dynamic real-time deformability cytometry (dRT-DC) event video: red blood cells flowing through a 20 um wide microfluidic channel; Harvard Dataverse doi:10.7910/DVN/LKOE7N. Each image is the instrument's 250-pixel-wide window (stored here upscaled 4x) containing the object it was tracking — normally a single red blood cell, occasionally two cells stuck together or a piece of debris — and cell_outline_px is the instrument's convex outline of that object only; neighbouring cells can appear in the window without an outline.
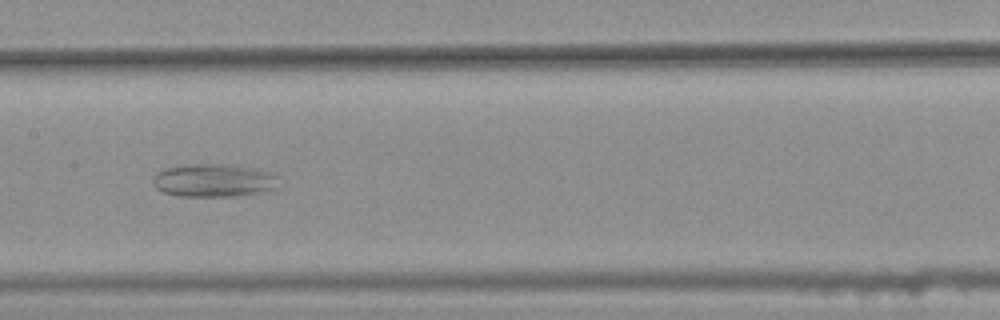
{"species": "common noctule bat (a hibernating species)", "species_latin": "Nyctalus noctula", "temperature_condition": "warm", "stored_images_in_passage": 32, "camera_frame_rate_fps": 3000, "um_per_image_px": 0.085, "animal": {"sex": "female", "body_mass_g": 25.1}, "frame": {"image": 1, "passage_image": 13, "time_ms": 4.0, "image_size_px": [1000, 320], "cell_outline_px": [[280, 176], [276, 188], [236, 196], [180, 196], [164, 192], [156, 188], [152, 184], [152, 180], [156, 172], [164, 168], [188, 164], [220, 164], [248, 168], [272, 172]], "centroid_in_image_um": [18.13, 15.33], "position_along_channel_um": 189.3, "area_um2": 24.1}}
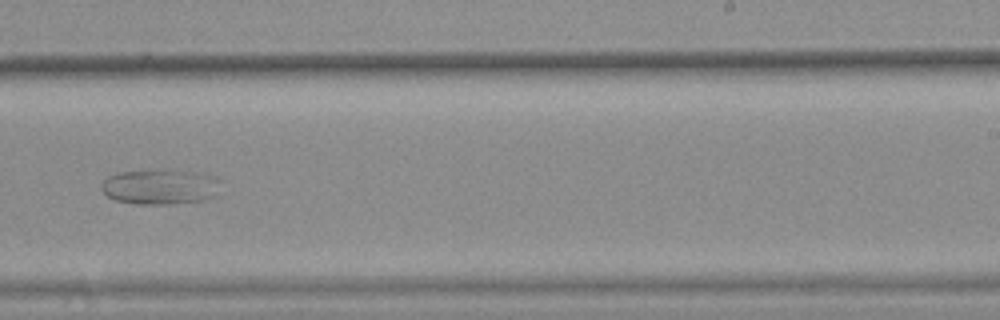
{"frame": {"image": 2, "passage_image": 20, "time_ms": 6.333, "image_size_px": [1000, 320], "cell_outline_px": [[220, 180], [216, 196], [200, 200], [168, 204], [136, 204], [116, 200], [108, 196], [104, 192], [104, 180], [108, 176], [116, 172], [196, 172], [216, 176]], "centroid_in_image_um": [13.65, 15.91], "position_along_channel_um": 275.4, "area_um2": 23.52}}
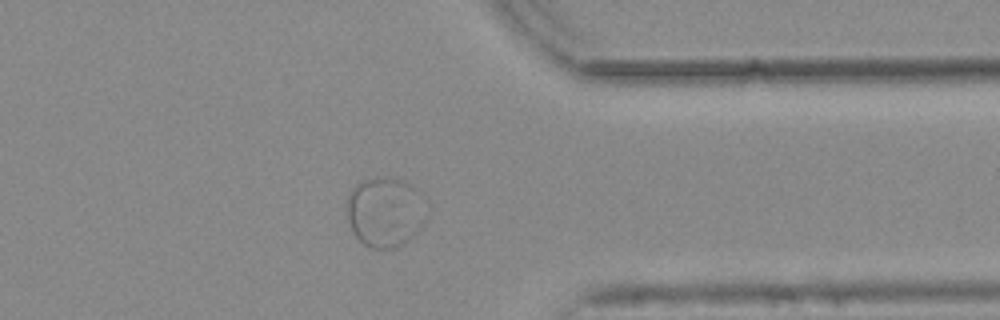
{"frame": {"image": 3, "passage_image": 29, "time_ms": 9.333, "image_size_px": [1000, 320], "cell_outline_px": [[432, 204], [420, 228], [404, 244], [396, 248], [368, 248], [352, 232], [344, 216], [344, 208], [348, 192], [356, 184], [364, 180], [376, 176], [392, 176], [404, 180], [416, 188]], "centroid_in_image_um": [32.74, 17.98], "position_along_channel_um": 378.7, "area_um2": 34.1}}